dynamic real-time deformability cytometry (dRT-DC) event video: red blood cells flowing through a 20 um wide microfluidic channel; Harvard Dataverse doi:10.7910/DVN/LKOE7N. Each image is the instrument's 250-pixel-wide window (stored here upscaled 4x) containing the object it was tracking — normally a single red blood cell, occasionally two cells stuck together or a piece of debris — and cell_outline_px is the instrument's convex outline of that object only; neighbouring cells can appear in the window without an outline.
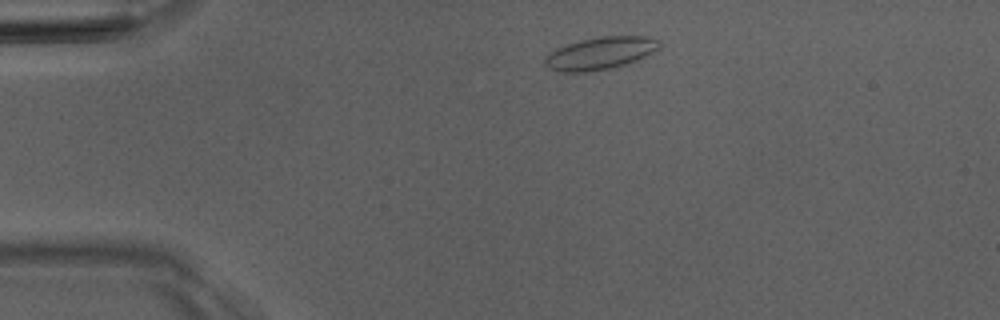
{"species": "Egyptian fruit bat (a non-hibernating species)", "species_latin": "Rousettus aegyptiacus", "temperature_condition": "room temperature", "stored_images_in_passage": 4, "camera_frame_rate_fps": 3000, "um_per_image_px": 0.085, "animal": {"sex": "male"}, "frame": {"image": 1, "passage_image": 1, "time_ms": 0.0, "image_size_px": [1000, 320], "cell_outline_px": [[660, 44], [652, 52], [636, 60], [624, 64], [608, 68], [588, 72], [560, 72], [548, 68], [544, 64], [544, 60], [556, 48], [580, 40], [600, 36], [644, 36], [656, 40]], "centroid_in_image_um": [50.96, 4.53], "position_along_channel_um": 34.0, "area_um2": 21.15}}